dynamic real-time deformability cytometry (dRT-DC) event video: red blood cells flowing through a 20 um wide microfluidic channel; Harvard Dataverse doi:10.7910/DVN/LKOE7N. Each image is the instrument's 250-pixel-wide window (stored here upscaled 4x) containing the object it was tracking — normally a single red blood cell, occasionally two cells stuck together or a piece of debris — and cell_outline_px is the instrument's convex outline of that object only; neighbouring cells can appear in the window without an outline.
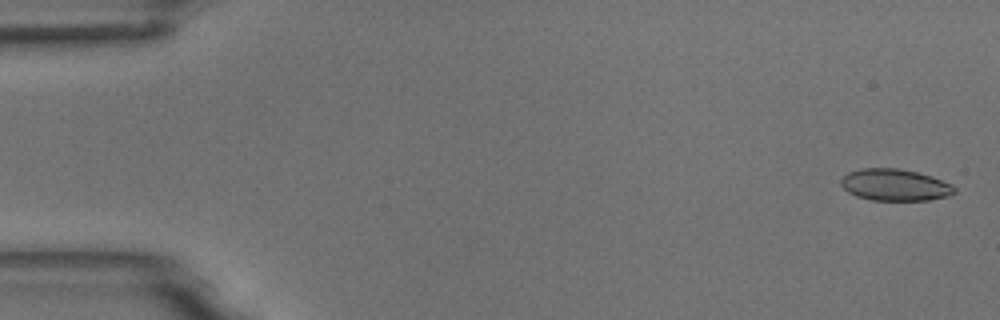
{"species": "common noctule bat (a hibernating species)", "species_latin": "Nyctalus noctula", "temperature_condition": "room temperature", "stored_images_in_passage": 17, "camera_frame_rate_fps": 3000, "um_per_image_px": 0.085, "animal": {"sex": "male", "body_mass_g": 18.8}, "frame": {"image": 1, "passage_image": 2, "time_ms": 0.333, "image_size_px": [1000, 320], "cell_outline_px": [[956, 192], [948, 196], [928, 200], [872, 200], [856, 196], [848, 192], [840, 184], [840, 180], [848, 172], [860, 168], [896, 168], [916, 172], [932, 176], [952, 184], [956, 188]], "centroid_in_image_um": [76.07, 15.71], "position_along_channel_um": 8.9, "area_um2": 21.04}}